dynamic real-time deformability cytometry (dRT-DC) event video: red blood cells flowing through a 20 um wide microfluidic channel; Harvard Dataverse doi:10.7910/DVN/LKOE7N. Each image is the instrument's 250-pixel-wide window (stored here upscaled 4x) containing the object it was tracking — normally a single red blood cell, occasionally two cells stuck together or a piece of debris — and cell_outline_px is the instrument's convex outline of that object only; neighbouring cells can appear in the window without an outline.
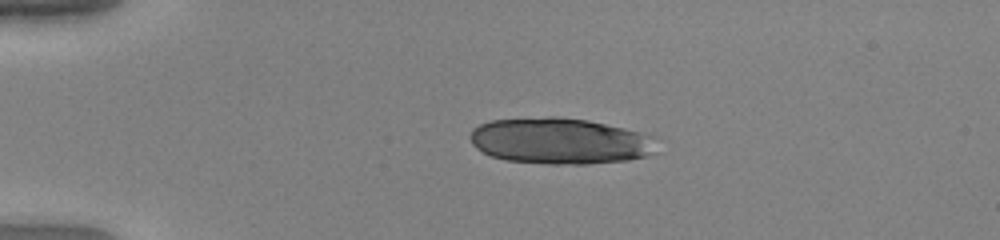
{"species": "human", "species_latin": "Homo sapiens", "temperature_condition": "warm", "stored_images_in_passage": 41, "camera_frame_rate_fps": 3000, "um_per_image_px": 0.085, "donor": {"sex": "female"}, "frame": {"image": 1, "passage_image": 1, "time_ms": 0.0, "image_size_px": [1000, 240], "cell_outline_px": [[656, 152], [644, 156], [628, 160], [588, 164], [548, 164], [504, 160], [492, 156], [476, 148], [472, 144], [468, 136], [472, 128], [480, 124], [492, 120], [548, 116], [556, 116], [588, 120], [624, 128], [640, 132], [652, 136]], "centroid_in_image_um": [47.55, 11.98], "position_along_channel_um": 37.4, "area_um2": 50.4}}
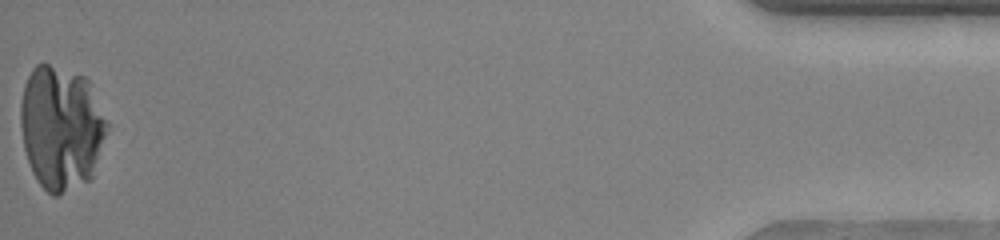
{"frame": {"image": 2, "passage_image": 41, "time_ms": 13.333, "image_size_px": [1000, 240], "cell_outline_px": [[108, 128], [92, 176], [88, 180], [56, 196], [52, 196], [36, 180], [32, 172], [24, 148], [20, 124], [20, 104], [24, 84], [32, 68], [36, 64], [48, 64], [84, 76], [88, 80], [108, 124]], "centroid_in_image_um": [5.17, 10.85], "position_along_channel_um": 430.0, "area_um2": 62.08}}